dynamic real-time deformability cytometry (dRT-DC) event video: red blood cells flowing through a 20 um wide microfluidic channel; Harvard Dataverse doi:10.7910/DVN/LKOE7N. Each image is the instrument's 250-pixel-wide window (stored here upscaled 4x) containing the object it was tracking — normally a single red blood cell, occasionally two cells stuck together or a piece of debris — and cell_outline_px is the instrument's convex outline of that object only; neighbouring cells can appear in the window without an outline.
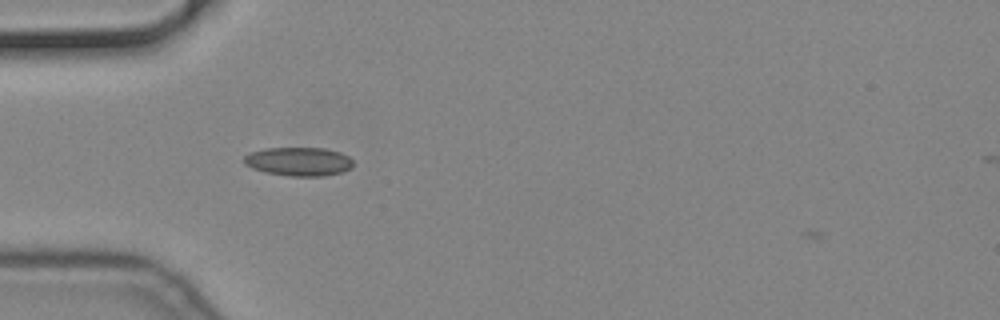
{"species": "common noctule bat (a hibernating species)", "species_latin": "Nyctalus noctula", "temperature_condition": "cold", "stored_images_in_passage": 41, "camera_frame_rate_fps": 3000, "um_per_image_px": 0.085, "animal": {"sex": "male", "body_mass_g": 19.2, "forearm_length_mm": 51.8}, "frame": {"image": 1, "passage_image": 2, "time_ms": 0.333, "image_size_px": [1000, 320], "cell_outline_px": [[352, 168], [344, 172], [324, 176], [288, 176], [264, 172], [252, 168], [244, 164], [244, 156], [248, 152], [264, 148], [324, 148], [340, 152], [348, 156], [352, 160]], "centroid_in_image_um": [25.38, 13.73], "position_along_channel_um": 59.6, "area_um2": 18.5}}
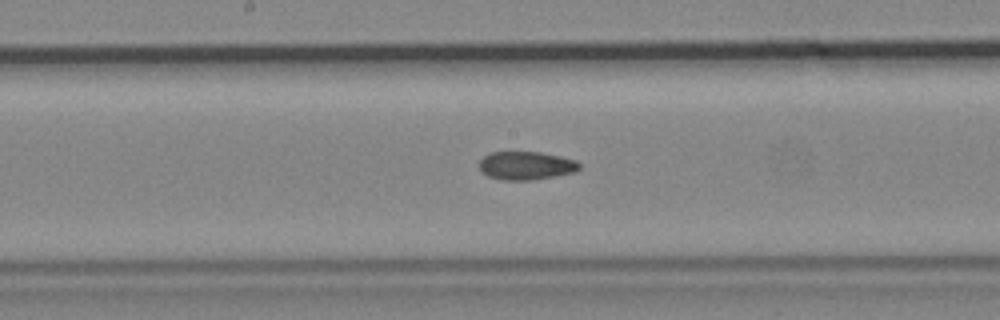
{"frame": {"image": 2, "passage_image": 14, "time_ms": 4.333, "image_size_px": [1000, 320], "cell_outline_px": [[580, 168], [576, 172], [556, 176], [532, 180], [500, 180], [488, 176], [480, 168], [480, 160], [488, 152], [540, 152], [560, 156], [576, 160], [580, 164]], "centroid_in_image_um": [44.74, 14.08], "position_along_channel_um": 203.5, "area_um2": 16.59}}
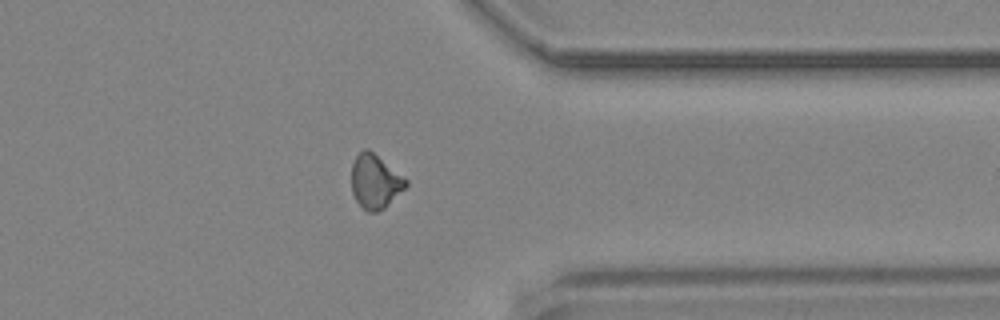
{"frame": {"image": 3, "passage_image": 29, "time_ms": 9.333, "image_size_px": [1000, 320], "cell_outline_px": [[408, 184], [384, 208], [376, 212], [368, 212], [356, 200], [352, 192], [352, 164], [356, 156], [364, 148], [368, 148], [408, 180]], "centroid_in_image_um": [31.87, 15.42], "position_along_channel_um": 379.5, "area_um2": 16.82}}